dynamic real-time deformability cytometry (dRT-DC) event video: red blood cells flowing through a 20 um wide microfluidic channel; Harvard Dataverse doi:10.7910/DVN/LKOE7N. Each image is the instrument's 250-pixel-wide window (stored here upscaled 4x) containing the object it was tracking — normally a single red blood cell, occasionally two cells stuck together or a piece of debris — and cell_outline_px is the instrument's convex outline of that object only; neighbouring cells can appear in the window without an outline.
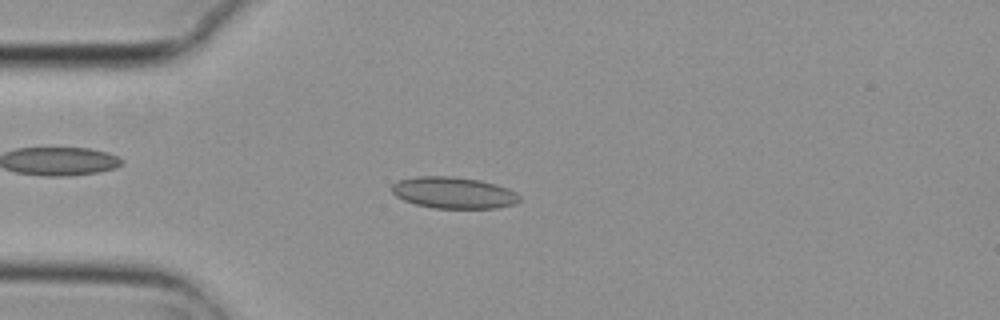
{"species": "common noctule bat (a hibernating species)", "species_latin": "Nyctalus noctula", "temperature_condition": "cold", "stored_images_in_passage": 5, "camera_frame_rate_fps": 3000, "um_per_image_px": 0.085, "animal": {"sex": "female", "body_mass_g": 29.2, "forearm_length_mm": 56.3}, "frame": {"image": 1, "passage_image": 4, "time_ms": 1.0, "image_size_px": [1000, 320], "cell_outline_px": [[520, 200], [516, 204], [496, 208], [432, 208], [416, 204], [404, 200], [396, 196], [392, 192], [392, 184], [400, 180], [416, 176], [456, 176], [480, 180], [496, 184], [508, 188], [516, 192], [520, 196]], "centroid_in_image_um": [38.58, 16.38], "position_along_channel_um": 46.4, "area_um2": 23.58}}